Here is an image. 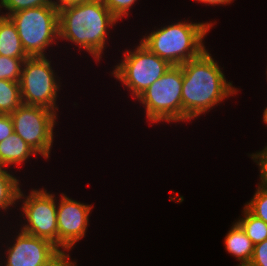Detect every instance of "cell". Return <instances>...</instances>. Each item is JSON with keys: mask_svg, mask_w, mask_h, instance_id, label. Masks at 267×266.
<instances>
[{"mask_svg": "<svg viewBox=\"0 0 267 266\" xmlns=\"http://www.w3.org/2000/svg\"><path fill=\"white\" fill-rule=\"evenodd\" d=\"M183 75L182 121L197 118L238 90L227 82L218 63L205 50L180 65Z\"/></svg>", "mask_w": 267, "mask_h": 266, "instance_id": "obj_1", "label": "cell"}, {"mask_svg": "<svg viewBox=\"0 0 267 266\" xmlns=\"http://www.w3.org/2000/svg\"><path fill=\"white\" fill-rule=\"evenodd\" d=\"M59 39H66L99 60L108 28L119 21L101 0H88L58 8ZM115 23V24H114Z\"/></svg>", "mask_w": 267, "mask_h": 266, "instance_id": "obj_2", "label": "cell"}, {"mask_svg": "<svg viewBox=\"0 0 267 266\" xmlns=\"http://www.w3.org/2000/svg\"><path fill=\"white\" fill-rule=\"evenodd\" d=\"M212 23L179 22L161 27L140 41L151 52L172 66H180L199 57L206 49L203 38Z\"/></svg>", "mask_w": 267, "mask_h": 266, "instance_id": "obj_3", "label": "cell"}, {"mask_svg": "<svg viewBox=\"0 0 267 266\" xmlns=\"http://www.w3.org/2000/svg\"><path fill=\"white\" fill-rule=\"evenodd\" d=\"M7 17L15 25L29 57L45 56V49L59 38L57 6L24 9Z\"/></svg>", "mask_w": 267, "mask_h": 266, "instance_id": "obj_4", "label": "cell"}, {"mask_svg": "<svg viewBox=\"0 0 267 266\" xmlns=\"http://www.w3.org/2000/svg\"><path fill=\"white\" fill-rule=\"evenodd\" d=\"M182 86V68L172 66L137 98L145 105L149 121H182Z\"/></svg>", "mask_w": 267, "mask_h": 266, "instance_id": "obj_5", "label": "cell"}, {"mask_svg": "<svg viewBox=\"0 0 267 266\" xmlns=\"http://www.w3.org/2000/svg\"><path fill=\"white\" fill-rule=\"evenodd\" d=\"M121 63L115 66L112 74L138 98L171 67L166 60L151 52L141 42L135 50L124 52Z\"/></svg>", "mask_w": 267, "mask_h": 266, "instance_id": "obj_6", "label": "cell"}, {"mask_svg": "<svg viewBox=\"0 0 267 266\" xmlns=\"http://www.w3.org/2000/svg\"><path fill=\"white\" fill-rule=\"evenodd\" d=\"M50 63L46 56L25 59L19 81L22 104L58 110L56 100L60 85Z\"/></svg>", "mask_w": 267, "mask_h": 266, "instance_id": "obj_7", "label": "cell"}, {"mask_svg": "<svg viewBox=\"0 0 267 266\" xmlns=\"http://www.w3.org/2000/svg\"><path fill=\"white\" fill-rule=\"evenodd\" d=\"M10 116L14 132L39 155L49 158L56 112L42 106L21 104Z\"/></svg>", "mask_w": 267, "mask_h": 266, "instance_id": "obj_8", "label": "cell"}, {"mask_svg": "<svg viewBox=\"0 0 267 266\" xmlns=\"http://www.w3.org/2000/svg\"><path fill=\"white\" fill-rule=\"evenodd\" d=\"M20 190L19 198L23 200V214L27 224L20 231L35 237L46 239L58 248L57 205L55 196L43 188L31 190L26 196Z\"/></svg>", "mask_w": 267, "mask_h": 266, "instance_id": "obj_9", "label": "cell"}, {"mask_svg": "<svg viewBox=\"0 0 267 266\" xmlns=\"http://www.w3.org/2000/svg\"><path fill=\"white\" fill-rule=\"evenodd\" d=\"M57 204L58 249L71 250L85 237L91 205L77 202L62 194Z\"/></svg>", "mask_w": 267, "mask_h": 266, "instance_id": "obj_10", "label": "cell"}, {"mask_svg": "<svg viewBox=\"0 0 267 266\" xmlns=\"http://www.w3.org/2000/svg\"><path fill=\"white\" fill-rule=\"evenodd\" d=\"M16 237L6 251L5 266H44L60 252L50 241L23 231Z\"/></svg>", "mask_w": 267, "mask_h": 266, "instance_id": "obj_11", "label": "cell"}, {"mask_svg": "<svg viewBox=\"0 0 267 266\" xmlns=\"http://www.w3.org/2000/svg\"><path fill=\"white\" fill-rule=\"evenodd\" d=\"M38 153L33 150L15 132L0 142V166L7 167L25 162L31 155Z\"/></svg>", "mask_w": 267, "mask_h": 266, "instance_id": "obj_12", "label": "cell"}, {"mask_svg": "<svg viewBox=\"0 0 267 266\" xmlns=\"http://www.w3.org/2000/svg\"><path fill=\"white\" fill-rule=\"evenodd\" d=\"M224 240L226 250L241 262L238 266L250 263L254 252V244L237 222L232 225Z\"/></svg>", "mask_w": 267, "mask_h": 266, "instance_id": "obj_13", "label": "cell"}, {"mask_svg": "<svg viewBox=\"0 0 267 266\" xmlns=\"http://www.w3.org/2000/svg\"><path fill=\"white\" fill-rule=\"evenodd\" d=\"M0 55L11 58H28L13 22L3 16L0 19Z\"/></svg>", "mask_w": 267, "mask_h": 266, "instance_id": "obj_14", "label": "cell"}, {"mask_svg": "<svg viewBox=\"0 0 267 266\" xmlns=\"http://www.w3.org/2000/svg\"><path fill=\"white\" fill-rule=\"evenodd\" d=\"M19 180L0 166V209L7 210L18 202L20 188Z\"/></svg>", "mask_w": 267, "mask_h": 266, "instance_id": "obj_15", "label": "cell"}, {"mask_svg": "<svg viewBox=\"0 0 267 266\" xmlns=\"http://www.w3.org/2000/svg\"><path fill=\"white\" fill-rule=\"evenodd\" d=\"M21 104L20 83L0 80V114L10 115Z\"/></svg>", "mask_w": 267, "mask_h": 266, "instance_id": "obj_16", "label": "cell"}, {"mask_svg": "<svg viewBox=\"0 0 267 266\" xmlns=\"http://www.w3.org/2000/svg\"><path fill=\"white\" fill-rule=\"evenodd\" d=\"M244 218H241L237 223L244 230L245 234L254 245L263 242L267 239V223L252 215L245 207Z\"/></svg>", "mask_w": 267, "mask_h": 266, "instance_id": "obj_17", "label": "cell"}, {"mask_svg": "<svg viewBox=\"0 0 267 266\" xmlns=\"http://www.w3.org/2000/svg\"><path fill=\"white\" fill-rule=\"evenodd\" d=\"M244 207L252 215L267 223V186L259 184L253 198Z\"/></svg>", "mask_w": 267, "mask_h": 266, "instance_id": "obj_18", "label": "cell"}, {"mask_svg": "<svg viewBox=\"0 0 267 266\" xmlns=\"http://www.w3.org/2000/svg\"><path fill=\"white\" fill-rule=\"evenodd\" d=\"M25 59L27 58H11L0 55V80L19 82Z\"/></svg>", "mask_w": 267, "mask_h": 266, "instance_id": "obj_19", "label": "cell"}, {"mask_svg": "<svg viewBox=\"0 0 267 266\" xmlns=\"http://www.w3.org/2000/svg\"><path fill=\"white\" fill-rule=\"evenodd\" d=\"M1 8L5 7L7 13L5 15L2 12V15L7 17L12 13H15L20 10L35 8L40 6H56L55 1L52 0H0Z\"/></svg>", "mask_w": 267, "mask_h": 266, "instance_id": "obj_20", "label": "cell"}, {"mask_svg": "<svg viewBox=\"0 0 267 266\" xmlns=\"http://www.w3.org/2000/svg\"><path fill=\"white\" fill-rule=\"evenodd\" d=\"M108 10L117 18L122 19L123 16L129 15L131 6L136 0H101Z\"/></svg>", "mask_w": 267, "mask_h": 266, "instance_id": "obj_21", "label": "cell"}, {"mask_svg": "<svg viewBox=\"0 0 267 266\" xmlns=\"http://www.w3.org/2000/svg\"><path fill=\"white\" fill-rule=\"evenodd\" d=\"M249 266H267V239L254 245V252Z\"/></svg>", "mask_w": 267, "mask_h": 266, "instance_id": "obj_22", "label": "cell"}, {"mask_svg": "<svg viewBox=\"0 0 267 266\" xmlns=\"http://www.w3.org/2000/svg\"><path fill=\"white\" fill-rule=\"evenodd\" d=\"M254 162H257L260 169V183L267 186V146L260 152L250 155Z\"/></svg>", "mask_w": 267, "mask_h": 266, "instance_id": "obj_23", "label": "cell"}, {"mask_svg": "<svg viewBox=\"0 0 267 266\" xmlns=\"http://www.w3.org/2000/svg\"><path fill=\"white\" fill-rule=\"evenodd\" d=\"M14 133V126L9 114H0V142Z\"/></svg>", "mask_w": 267, "mask_h": 266, "instance_id": "obj_24", "label": "cell"}, {"mask_svg": "<svg viewBox=\"0 0 267 266\" xmlns=\"http://www.w3.org/2000/svg\"><path fill=\"white\" fill-rule=\"evenodd\" d=\"M69 254L60 251L49 263L44 266H77L76 262L70 261Z\"/></svg>", "mask_w": 267, "mask_h": 266, "instance_id": "obj_25", "label": "cell"}, {"mask_svg": "<svg viewBox=\"0 0 267 266\" xmlns=\"http://www.w3.org/2000/svg\"><path fill=\"white\" fill-rule=\"evenodd\" d=\"M199 2H203L205 4H210V5H218V4H230L233 0H195Z\"/></svg>", "mask_w": 267, "mask_h": 266, "instance_id": "obj_26", "label": "cell"}, {"mask_svg": "<svg viewBox=\"0 0 267 266\" xmlns=\"http://www.w3.org/2000/svg\"><path fill=\"white\" fill-rule=\"evenodd\" d=\"M85 1H88V0H56L55 4L59 8L65 5H69L73 3H80V2H85Z\"/></svg>", "mask_w": 267, "mask_h": 266, "instance_id": "obj_27", "label": "cell"}, {"mask_svg": "<svg viewBox=\"0 0 267 266\" xmlns=\"http://www.w3.org/2000/svg\"><path fill=\"white\" fill-rule=\"evenodd\" d=\"M263 121L267 124V107L264 109L263 112Z\"/></svg>", "mask_w": 267, "mask_h": 266, "instance_id": "obj_28", "label": "cell"}, {"mask_svg": "<svg viewBox=\"0 0 267 266\" xmlns=\"http://www.w3.org/2000/svg\"><path fill=\"white\" fill-rule=\"evenodd\" d=\"M0 7H1V1H0ZM1 10V9H0ZM3 17V15H0V19Z\"/></svg>", "mask_w": 267, "mask_h": 266, "instance_id": "obj_29", "label": "cell"}]
</instances>
